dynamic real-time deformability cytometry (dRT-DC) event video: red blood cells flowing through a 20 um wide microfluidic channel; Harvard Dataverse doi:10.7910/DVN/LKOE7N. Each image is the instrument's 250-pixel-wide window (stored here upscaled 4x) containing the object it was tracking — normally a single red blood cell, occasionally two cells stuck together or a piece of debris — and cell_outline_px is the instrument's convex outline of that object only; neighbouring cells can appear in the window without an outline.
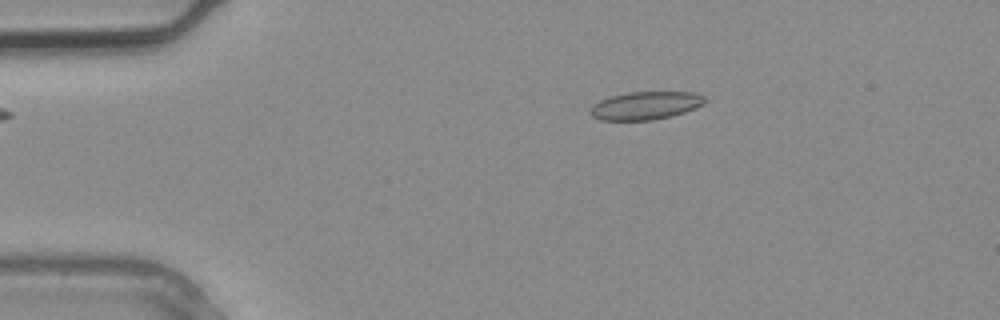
{"species": "common noctule bat (a hibernating species)", "species_latin": "Nyctalus noctula", "temperature_condition": "warm", "stored_images_in_passage": 3, "camera_frame_rate_fps": 3000, "um_per_image_px": 0.085, "animal": {"sex": "male", "body_mass_g": 20.4}, "frame": {"image": 1, "passage_image": 2, "time_ms": 0.333, "image_size_px": [1000, 320], "cell_outline_px": [[704, 104], [696, 108], [672, 116], [652, 120], [600, 120], [592, 116], [588, 112], [588, 108], [592, 104], [608, 96], [628, 92], [696, 92], [704, 96]], "centroid_in_image_um": [54.82, 8.97], "position_along_channel_um": 30.2, "area_um2": 18.96}}